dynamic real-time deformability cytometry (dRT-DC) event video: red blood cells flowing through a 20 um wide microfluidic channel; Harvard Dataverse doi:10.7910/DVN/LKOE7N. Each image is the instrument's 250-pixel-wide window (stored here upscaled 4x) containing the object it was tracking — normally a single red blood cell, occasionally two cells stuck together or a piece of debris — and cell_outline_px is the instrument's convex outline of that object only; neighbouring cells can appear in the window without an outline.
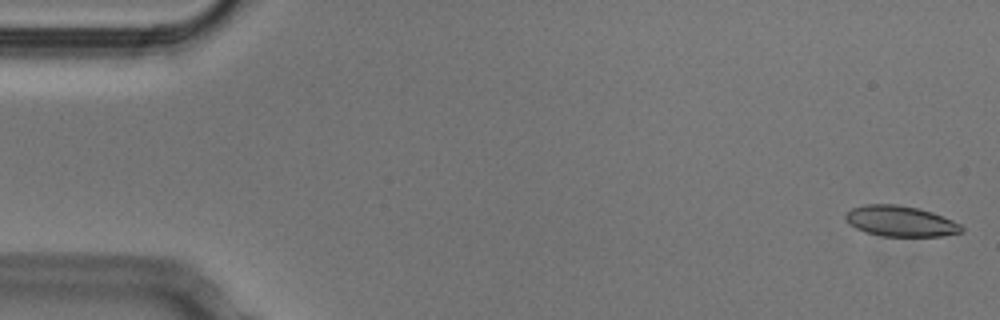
{"species": "Egyptian fruit bat (a non-hibernating species)", "species_latin": "Rousettus aegyptiacus", "temperature_condition": "cold", "stored_images_in_passage": 52, "camera_frame_rate_fps": 3000, "um_per_image_px": 0.085, "animal": {"sex": "male"}, "frame": {"image": 1, "passage_image": 1, "time_ms": 0.0, "image_size_px": [1000, 320], "cell_outline_px": [[964, 232], [940, 236], [880, 236], [864, 232], [848, 224], [844, 216], [852, 208], [868, 204], [900, 204], [920, 208], [932, 212], [952, 220], [960, 224], [964, 228]], "centroid_in_image_um": [76.54, 18.8], "position_along_channel_um": 8.5, "area_um2": 20.87}}
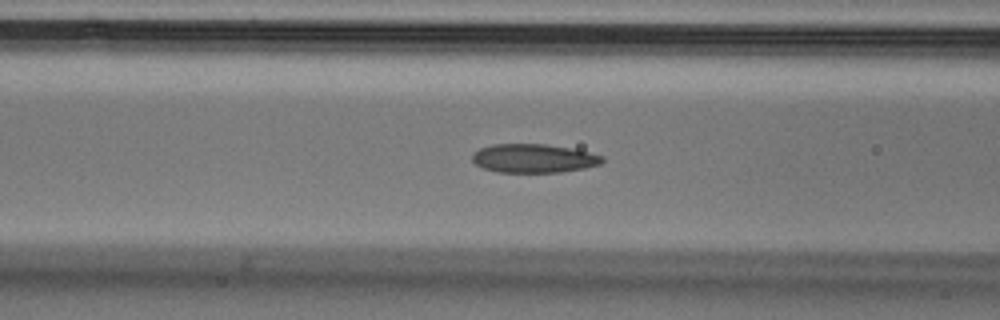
{"frame": {"image": 2, "passage_image": 20, "time_ms": 6.333, "image_size_px": [1000, 320], "cell_outline_px": [[604, 160], [600, 164], [584, 168], [560, 172], [496, 172], [484, 168], [476, 164], [472, 160], [472, 152], [480, 148], [492, 144], [544, 144], [568, 148], [588, 152], [604, 156]], "centroid_in_image_um": [45.33, 13.46], "position_along_channel_um": 121.3, "area_um2": 21.68}}
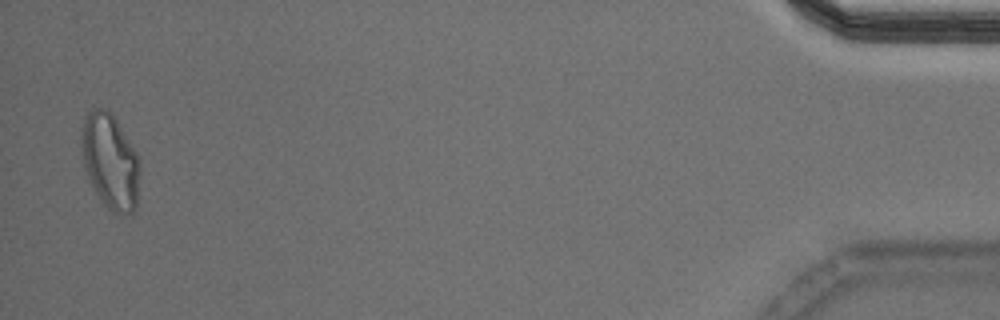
{"frame": {"image": 3, "passage_image": 51, "time_ms": 16.667, "image_size_px": [1000, 320], "cell_outline_px": [[140, 172], [136, 208], [132, 216], [120, 216], [112, 212], [104, 204], [88, 180], [80, 148], [80, 128], [84, 116], [88, 112], [96, 108], [108, 108], [112, 112], [136, 152], [140, 160]], "centroid_in_image_um": [9.36, 13.72], "position_along_channel_um": 425.8, "area_um2": 33.29}, "authors_computed_cell_mechanics": {"area_um2": 21.8484, "velocity_mm_per_s": 3.8, "shape_relaxation_time_tau1_ms": null, "shape_relaxation_time_tau2_ms": 2.8719, "deformation_change_tau1": null, "deformation_change_tau2": 0.0846}}